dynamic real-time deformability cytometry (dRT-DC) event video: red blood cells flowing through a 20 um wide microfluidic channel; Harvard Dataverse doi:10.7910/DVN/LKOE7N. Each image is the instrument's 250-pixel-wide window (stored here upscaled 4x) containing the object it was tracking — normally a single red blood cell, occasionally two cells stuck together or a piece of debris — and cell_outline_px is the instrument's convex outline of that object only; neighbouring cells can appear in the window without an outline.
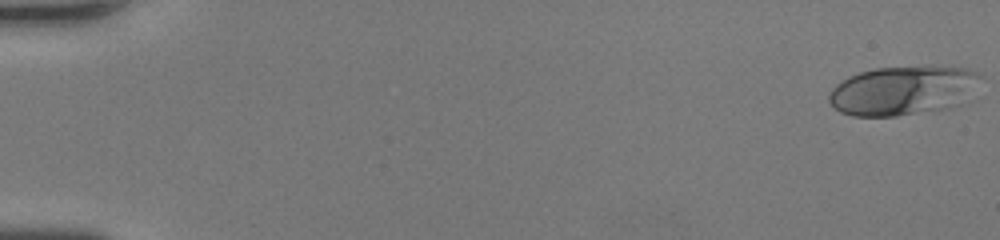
{"species": "human", "species_latin": "Homo sapiens", "temperature_condition": "room temperature", "stored_images_in_passage": 49, "camera_frame_rate_fps": 3000, "um_per_image_px": 0.085, "donor": {"sex": "female"}, "frame": {"image": 1, "passage_image": 1, "time_ms": 0.0, "image_size_px": [1000, 240], "cell_outline_px": [[984, 76], [960, 104], [952, 108], [896, 116], [852, 116], [840, 112], [828, 100], [828, 96], [832, 88], [836, 84], [848, 76], [860, 72], [876, 68], [928, 64], [968, 68]], "centroid_in_image_um": [76.78, 7.66], "position_along_channel_um": 8.2, "area_um2": 44.22}}
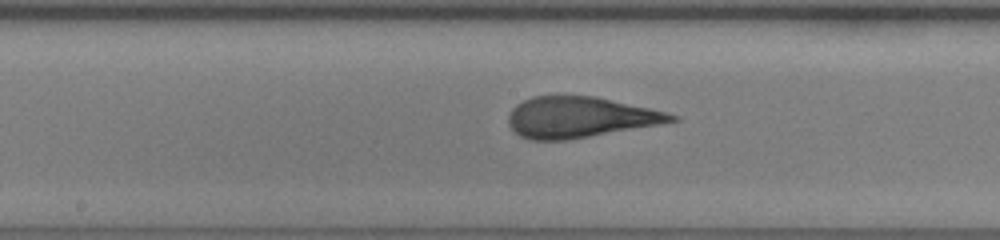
{"frame": {"image": 2, "passage_image": 27, "time_ms": 8.667, "image_size_px": [1000, 240], "cell_outline_px": [[680, 120], [660, 124], [564, 140], [532, 140], [520, 136], [508, 124], [508, 116], [512, 108], [516, 104], [532, 96], [596, 96], [648, 108], [680, 116]], "centroid_in_image_um": [49.26, 9.96], "position_along_channel_um": 198.9, "area_um2": 38.32}}
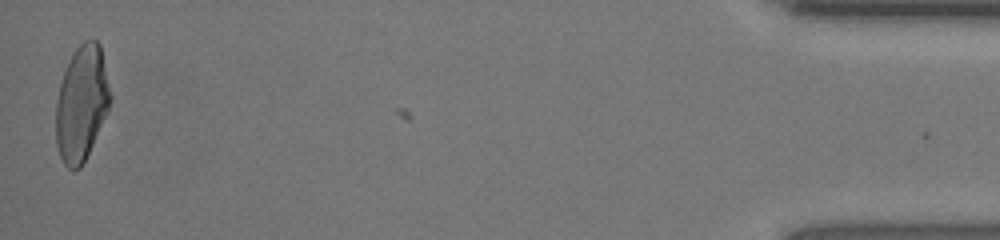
{"frame": {"image": 3, "passage_image": 49, "time_ms": 16.0, "image_size_px": [1000, 240], "cell_outline_px": [[112, 96], [108, 112], [80, 168], [72, 172], [64, 164], [60, 156], [56, 144], [56, 100], [60, 84], [64, 72], [76, 48], [84, 40], [96, 40], [100, 44]], "centroid_in_image_um": [6.94, 8.8], "position_along_channel_um": 428.3, "area_um2": 36.41}, "authors_computed_cell_mechanics": {"area_um2": 38.8994, "velocity_mm_per_s": 4.3091, "shape_relaxation_time_tau1_ms": 5.3306, "shape_relaxation_time_tau2_ms": 0.7553, "deformation_change_tau1": 0.2466, "deformation_change_tau2": 0.0759}}